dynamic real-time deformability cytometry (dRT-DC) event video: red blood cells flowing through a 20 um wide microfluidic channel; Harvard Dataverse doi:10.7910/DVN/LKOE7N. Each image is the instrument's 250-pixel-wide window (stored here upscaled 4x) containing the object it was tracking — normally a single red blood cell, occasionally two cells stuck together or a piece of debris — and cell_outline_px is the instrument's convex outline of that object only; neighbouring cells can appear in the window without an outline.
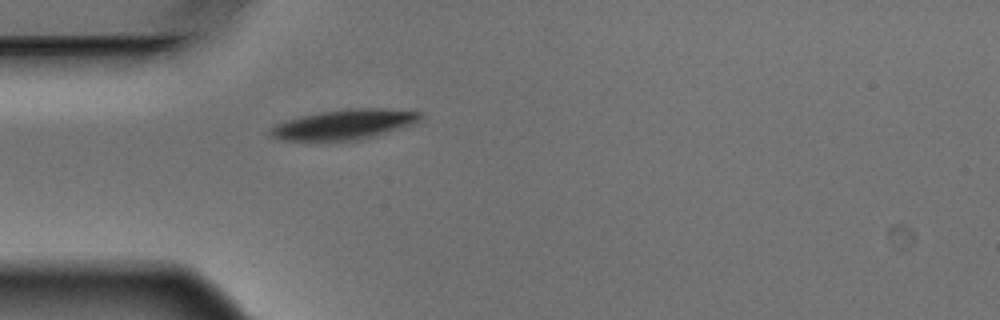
{"species": "Egyptian fruit bat (a non-hibernating species)", "species_latin": "Rousettus aegyptiacus", "temperature_condition": "warm", "stored_images_in_passage": 1, "camera_frame_rate_fps": 3000, "um_per_image_px": 0.085, "animal": {"sex": "male"}, "frame": {"image": 1, "passage_image": 1, "time_ms": 0.0, "image_size_px": [1000, 320], "cell_outline_px": [[424, 116], [420, 120], [412, 124], [376, 136], [360, 140], [280, 140], [272, 136], [268, 132], [268, 128], [284, 120], [300, 116], [320, 112], [348, 108], [384, 108], [424, 112]], "centroid_in_image_um": [29.27, 10.57], "position_along_channel_um": 55.7, "area_um2": 26.41}}